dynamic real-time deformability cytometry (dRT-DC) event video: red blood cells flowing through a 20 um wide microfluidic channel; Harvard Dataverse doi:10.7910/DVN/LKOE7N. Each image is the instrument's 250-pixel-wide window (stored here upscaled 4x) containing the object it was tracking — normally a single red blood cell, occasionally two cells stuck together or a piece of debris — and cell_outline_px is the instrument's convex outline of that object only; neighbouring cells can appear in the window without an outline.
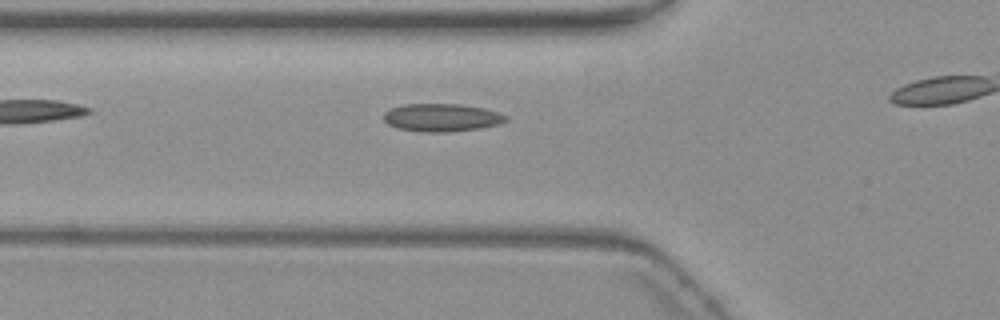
{"species": "common noctule bat (a hibernating species)", "species_latin": "Nyctalus noctula", "temperature_condition": "warm", "stored_images_in_passage": 28, "camera_frame_rate_fps": 3000, "um_per_image_px": 0.085, "animal": {"sex": "female", "body_mass_g": 19.3, "forearm_length_mm": 54.1}, "frame": {"image": 1, "passage_image": 2, "time_ms": 0.333, "image_size_px": [1000, 320], "cell_outline_px": [[508, 120], [500, 124], [480, 128], [448, 132], [424, 132], [396, 128], [388, 124], [384, 120], [384, 112], [388, 108], [404, 104], [460, 104], [484, 108], [500, 112], [508, 116]], "centroid_in_image_um": [37.55, 9.99], "position_along_channel_um": 88.2, "area_um2": 20.11}}
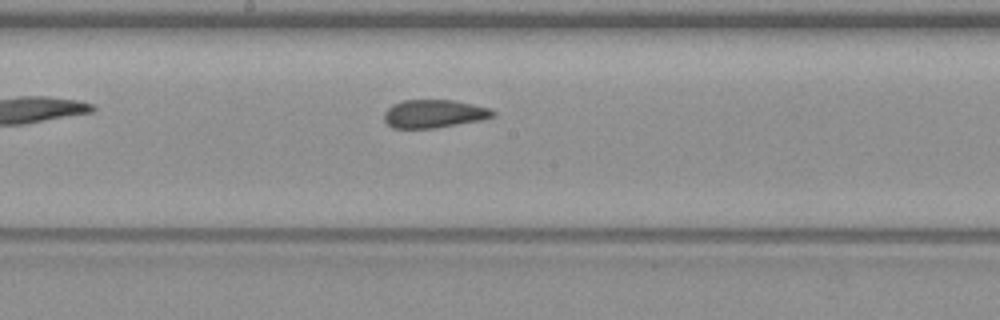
{"frame": {"image": 2, "passage_image": 12, "time_ms": 3.667, "image_size_px": [1000, 320], "cell_outline_px": [[496, 116], [480, 120], [436, 128], [392, 128], [384, 120], [384, 112], [392, 104], [404, 100], [452, 100], [472, 104], [488, 108], [496, 112]], "centroid_in_image_um": [36.88, 9.67], "position_along_channel_um": 211.3, "area_um2": 17.8}}
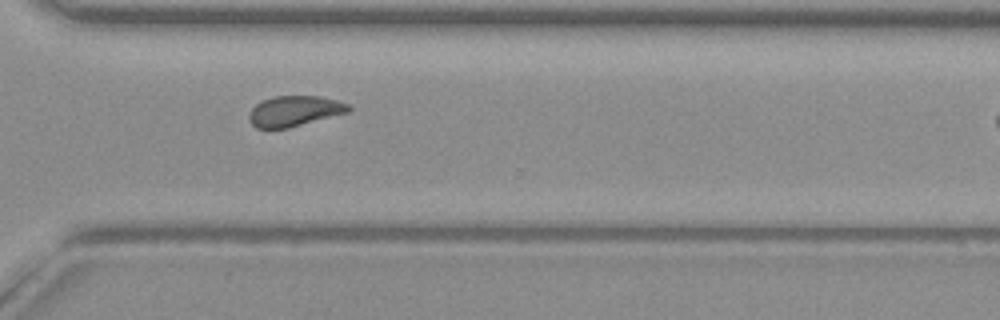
{"frame": {"image": 3, "passage_image": 23, "time_ms": 7.333, "image_size_px": [1000, 320], "cell_outline_px": [[352, 108], [348, 112], [288, 128], [256, 128], [248, 120], [248, 116], [252, 108], [260, 100], [272, 96], [320, 96], [336, 100], [348, 104]], "centroid_in_image_um": [24.99, 9.43], "position_along_channel_um": 345.6, "area_um2": 17.69}}